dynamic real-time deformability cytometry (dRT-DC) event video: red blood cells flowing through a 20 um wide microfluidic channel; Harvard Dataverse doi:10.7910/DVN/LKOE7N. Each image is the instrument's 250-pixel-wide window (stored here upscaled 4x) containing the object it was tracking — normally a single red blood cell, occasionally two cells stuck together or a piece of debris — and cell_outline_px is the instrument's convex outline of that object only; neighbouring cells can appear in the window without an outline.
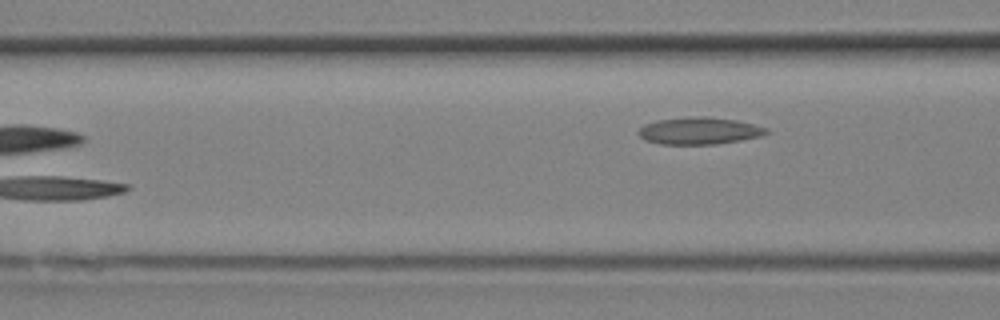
{"species": "Egyptian fruit bat (a non-hibernating species)", "species_latin": "Rousettus aegyptiacus", "temperature_condition": "room temperature", "stored_images_in_passage": 12, "camera_frame_rate_fps": 3000, "um_per_image_px": 0.085, "animal": {"sex": "female"}, "frame": {"image": 1, "passage_image": 12, "time_ms": 3.667, "image_size_px": [1000, 320], "cell_outline_px": [[772, 132], [760, 136], [740, 140], [716, 144], [660, 144], [644, 140], [636, 132], [644, 124], [660, 120], [692, 116], [708, 116], [736, 120], [768, 128]], "centroid_in_image_um": [59.44, 11.12], "position_along_channel_um": 107.2, "area_um2": 20.23}}